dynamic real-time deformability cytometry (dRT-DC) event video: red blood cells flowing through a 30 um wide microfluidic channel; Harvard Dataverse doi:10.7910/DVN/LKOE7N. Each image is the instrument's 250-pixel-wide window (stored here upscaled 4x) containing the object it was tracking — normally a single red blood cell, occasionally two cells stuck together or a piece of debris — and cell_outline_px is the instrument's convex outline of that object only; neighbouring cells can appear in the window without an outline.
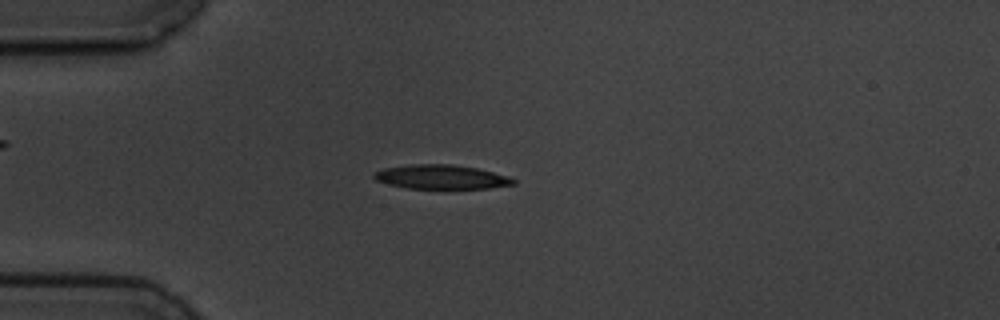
{"species": "common noctule bat (a hibernating species)", "species_latin": "Nyctalus noctula", "temperature_condition": "cold", "stored_images_in_passage": 5, "camera_frame_rate_fps": 3000, "um_per_image_px": 0.085, "animal": {"sex": "male", "body_mass_g": 19.5, "forearm_length_mm": 54.6}, "frame": {"image": 1, "passage_image": 4, "time_ms": 3.333, "image_size_px": [1000, 320], "cell_outline_px": [[516, 184], [488, 188], [408, 188], [388, 184], [376, 180], [372, 176], [372, 172], [384, 168], [408, 164], [452, 164], [476, 168], [508, 176], [516, 180]], "centroid_in_image_um": [37.47, 15.03], "position_along_channel_um": 47.5, "area_um2": 19.59}}
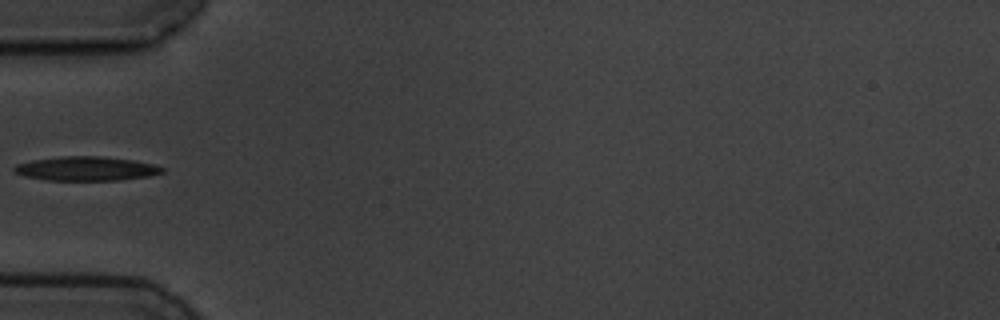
{"frame": {"image": 2, "passage_image": 5, "time_ms": 4.667, "image_size_px": [1000, 320], "cell_outline_px": [[164, 172], [148, 176], [120, 180], [44, 180], [24, 176], [12, 172], [12, 168], [16, 164], [32, 160], [64, 156], [100, 156], [136, 160], [156, 164], [164, 168]], "centroid_in_image_um": [7.32, 14.33], "position_along_channel_um": 77.7, "area_um2": 21.04}}